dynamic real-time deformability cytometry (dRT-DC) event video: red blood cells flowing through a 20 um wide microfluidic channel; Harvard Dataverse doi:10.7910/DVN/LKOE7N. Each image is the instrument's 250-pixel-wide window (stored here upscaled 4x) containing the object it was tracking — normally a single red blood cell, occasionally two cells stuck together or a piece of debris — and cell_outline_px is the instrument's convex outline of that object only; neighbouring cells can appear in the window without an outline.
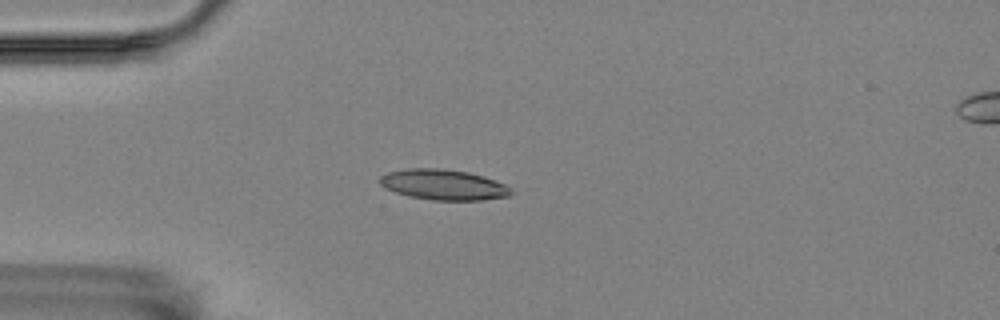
{"species": "Egyptian fruit bat (a non-hibernating species)", "species_latin": "Rousettus aegyptiacus", "temperature_condition": "room temperature", "stored_images_in_passage": 44, "camera_frame_rate_fps": 3000, "um_per_image_px": 0.085, "animal": {"sex": "female"}, "frame": {"image": 1, "passage_image": 3, "time_ms": 0.667, "image_size_px": [1000, 320], "cell_outline_px": [[512, 196], [480, 200], [432, 200], [412, 196], [396, 192], [384, 188], [380, 184], [380, 176], [388, 172], [408, 168], [440, 168], [468, 172], [484, 176], [504, 184], [512, 188]], "centroid_in_image_um": [37.72, 15.69], "position_along_channel_um": 47.3, "area_um2": 23.29}}
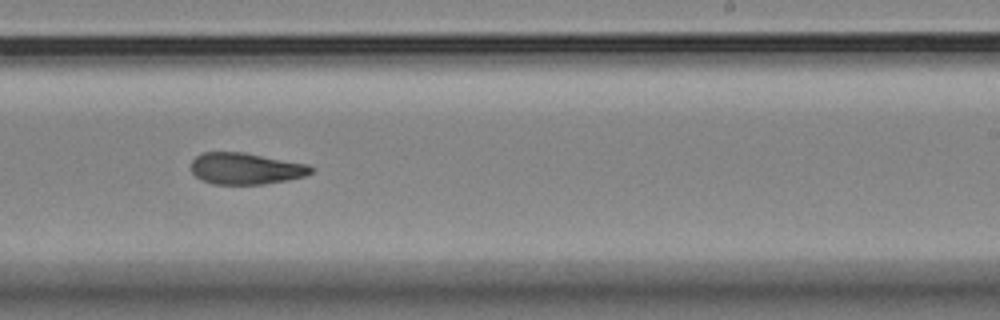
{"frame": {"image": 2, "passage_image": 23, "time_ms": 7.333, "image_size_px": [1000, 320], "cell_outline_px": [[312, 172], [304, 176], [288, 180], [264, 184], [212, 184], [200, 180], [192, 172], [192, 160], [200, 152], [244, 152], [308, 164], [312, 168]], "centroid_in_image_um": [20.86, 14.33], "position_along_channel_um": 268.1, "area_um2": 22.08}}
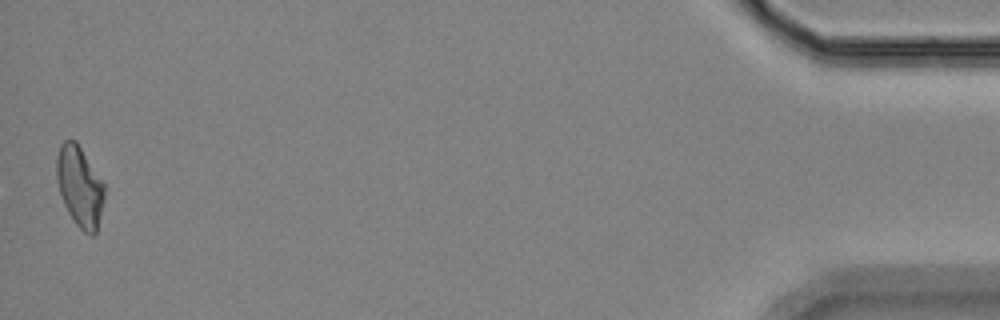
{"frame": {"image": 3, "passage_image": 44, "time_ms": 14.333, "image_size_px": [1000, 320], "cell_outline_px": [[104, 200], [96, 232], [92, 236], [84, 232], [76, 224], [68, 212], [64, 204], [56, 180], [56, 160], [60, 144], [64, 140], [76, 140], [104, 184]], "centroid_in_image_um": [6.76, 15.84], "position_along_channel_um": 428.4, "area_um2": 22.25}, "authors_computed_cell_mechanics": {"area_um2": 22.5131, "velocity_mm_per_s": 3.5347, "shape_relaxation_time_tau1_ms": null, "shape_relaxation_time_tau2_ms": 6.019, "deformation_change_tau1": null, "deformation_change_tau2": 0.138}}